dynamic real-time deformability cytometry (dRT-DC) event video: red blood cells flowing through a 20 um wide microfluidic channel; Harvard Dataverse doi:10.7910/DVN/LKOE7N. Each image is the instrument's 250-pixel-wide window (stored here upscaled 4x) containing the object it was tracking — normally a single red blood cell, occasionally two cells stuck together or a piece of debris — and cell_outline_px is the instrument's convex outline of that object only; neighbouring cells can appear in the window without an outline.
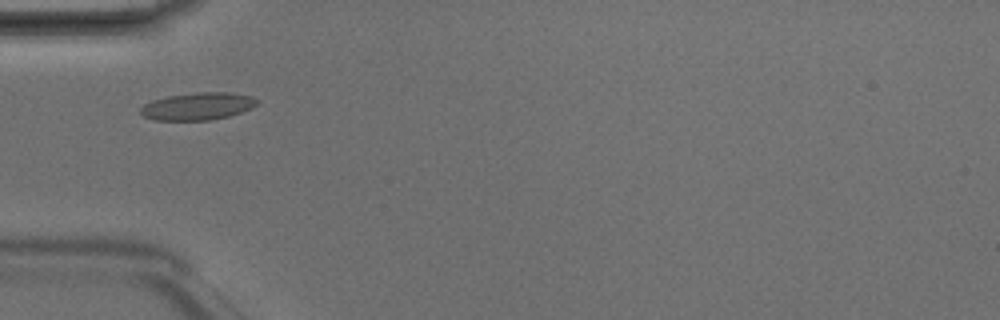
{"species": "Egyptian fruit bat (a non-hibernating species)", "species_latin": "Rousettus aegyptiacus", "temperature_condition": "room temperature", "stored_images_in_passage": 3, "camera_frame_rate_fps": 3000, "um_per_image_px": 0.085, "animal": {"sex": "male"}, "frame": {"image": 1, "passage_image": 3, "time_ms": 0.667, "image_size_px": [1000, 320], "cell_outline_px": [[260, 100], [252, 108], [228, 116], [212, 120], [152, 120], [144, 116], [140, 112], [140, 108], [144, 104], [152, 100], [168, 96], [200, 92], [228, 92], [252, 96]], "centroid_in_image_um": [16.81, 9.03], "position_along_channel_um": 68.2, "area_um2": 18.61}}